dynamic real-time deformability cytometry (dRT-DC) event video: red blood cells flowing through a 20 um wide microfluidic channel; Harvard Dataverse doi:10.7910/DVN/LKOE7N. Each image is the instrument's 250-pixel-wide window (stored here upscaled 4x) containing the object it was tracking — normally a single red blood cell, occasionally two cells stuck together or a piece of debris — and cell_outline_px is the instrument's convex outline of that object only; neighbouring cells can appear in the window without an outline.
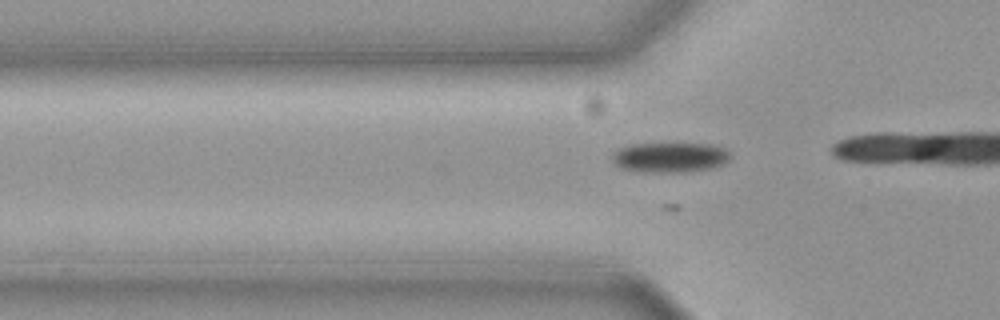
{"species": "common noctule bat (a hibernating species)", "species_latin": "Nyctalus noctula", "temperature_condition": "cold", "stored_images_in_passage": 13, "camera_frame_rate_fps": 3000, "um_per_image_px": 0.085, "animal": {"sex": "female", "body_mass_g": 19.3, "forearm_length_mm": 54.1}, "frame": {"image": 1, "passage_image": 5, "time_ms": 1.333, "image_size_px": [1000, 320], "cell_outline_px": [[728, 160], [724, 164], [712, 168], [692, 172], [636, 172], [620, 168], [612, 160], [612, 152], [620, 148], [632, 144], [712, 144], [724, 148], [728, 152]], "centroid_in_image_um": [56.92, 13.39], "position_along_channel_um": 68.9, "area_um2": 20.81}}
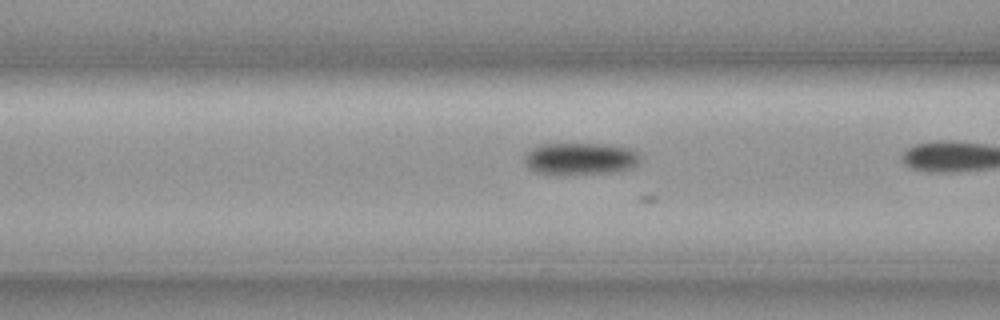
{"frame": {"image": 2, "passage_image": 9, "time_ms": 2.667, "image_size_px": [1000, 320], "cell_outline_px": [[640, 160], [632, 168], [612, 172], [560, 176], [536, 172], [528, 168], [524, 160], [524, 156], [532, 148], [540, 144], [608, 144], [628, 148], [636, 152], [640, 156]], "centroid_in_image_um": [49.29, 13.51], "position_along_channel_um": 117.3, "area_um2": 21.96}}